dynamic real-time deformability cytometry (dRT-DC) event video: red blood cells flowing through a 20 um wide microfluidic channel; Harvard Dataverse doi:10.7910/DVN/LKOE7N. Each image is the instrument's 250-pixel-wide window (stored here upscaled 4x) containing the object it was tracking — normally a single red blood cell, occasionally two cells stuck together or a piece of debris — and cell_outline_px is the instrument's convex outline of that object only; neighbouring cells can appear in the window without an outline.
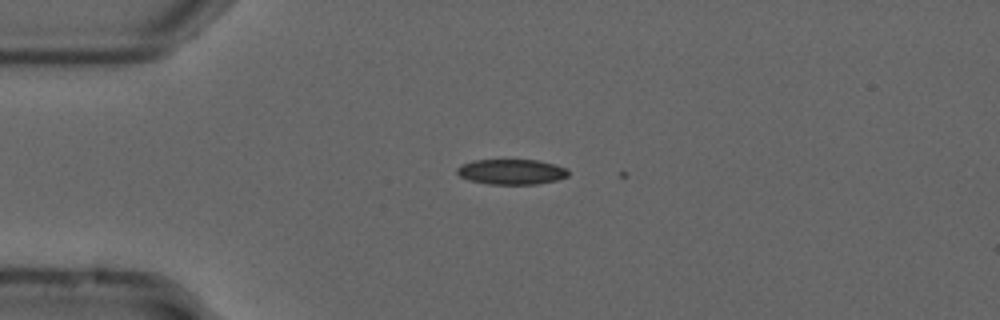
{"species": "common noctule bat (a hibernating species)", "species_latin": "Nyctalus noctula", "temperature_condition": "cold", "stored_images_in_passage": 6, "camera_frame_rate_fps": 3000, "um_per_image_px": 0.085, "animal": {"sex": "male", "forearm_length_mm": 52.5}, "frame": {"image": 1, "passage_image": 5, "time_ms": 1.333, "image_size_px": [1000, 320], "cell_outline_px": [[568, 176], [556, 180], [536, 184], [488, 184], [468, 180], [460, 176], [456, 172], [456, 168], [460, 164], [472, 160], [540, 160], [556, 164], [568, 168]], "centroid_in_image_um": [43.46, 14.59], "position_along_channel_um": 41.5, "area_um2": 16.59}}